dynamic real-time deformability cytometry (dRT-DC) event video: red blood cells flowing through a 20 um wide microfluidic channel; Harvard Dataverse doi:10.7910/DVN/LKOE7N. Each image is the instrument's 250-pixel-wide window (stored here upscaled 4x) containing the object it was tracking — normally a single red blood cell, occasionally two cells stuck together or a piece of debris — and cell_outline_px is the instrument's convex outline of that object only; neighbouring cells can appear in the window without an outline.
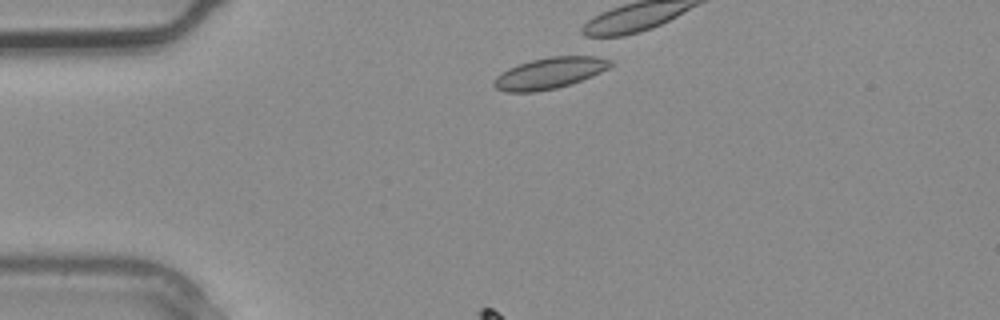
{"species": "common noctule bat (a hibernating species)", "species_latin": "Nyctalus noctula", "temperature_condition": "warm", "stored_images_in_passage": 3, "camera_frame_rate_fps": 3000, "um_per_image_px": 0.085, "animal": {"sex": "male", "body_mass_g": 20.4}, "frame": {"image": 1, "passage_image": 3, "time_ms": 0.667, "image_size_px": [1000, 320], "cell_outline_px": [[612, 64], [608, 68], [592, 76], [572, 84], [556, 88], [536, 92], [504, 92], [496, 88], [492, 84], [492, 80], [500, 72], [508, 68], [532, 60], [548, 56], [584, 52], [588, 52], [612, 60]], "centroid_in_image_um": [46.78, 6.16], "position_along_channel_um": 38.2, "area_um2": 22.2}}